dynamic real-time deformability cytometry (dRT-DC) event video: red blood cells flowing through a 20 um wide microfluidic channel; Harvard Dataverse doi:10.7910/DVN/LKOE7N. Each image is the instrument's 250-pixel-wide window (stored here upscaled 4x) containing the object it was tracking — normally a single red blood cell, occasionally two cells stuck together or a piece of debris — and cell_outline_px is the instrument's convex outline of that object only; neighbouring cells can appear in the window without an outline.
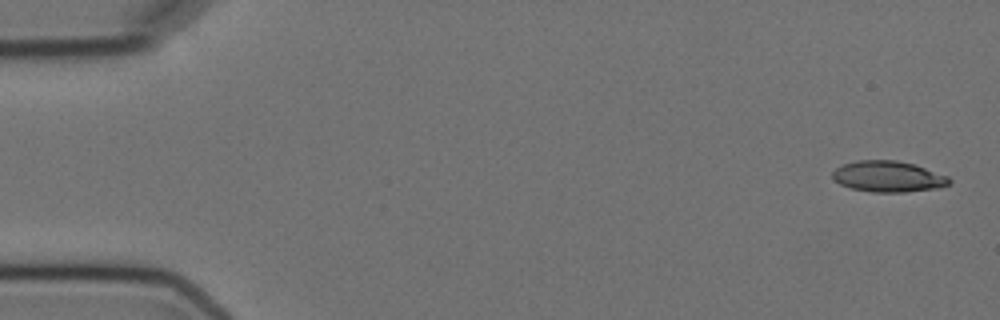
{"species": "Egyptian fruit bat (a non-hibernating species)", "species_latin": "Rousettus aegyptiacus", "temperature_condition": "cold", "stored_images_in_passage": 7, "camera_frame_rate_fps": 3000, "um_per_image_px": 0.085, "animal": {"sex": "female"}, "frame": {"image": 1, "passage_image": 1, "time_ms": 0.0, "image_size_px": [1000, 320], "cell_outline_px": [[952, 184], [940, 188], [904, 192], [872, 192], [852, 188], [840, 184], [832, 176], [832, 172], [836, 168], [844, 164], [856, 160], [896, 160], [912, 164], [948, 176], [952, 180]], "centroid_in_image_um": [75.52, 15.01], "position_along_channel_um": 9.5, "area_um2": 21.04}}
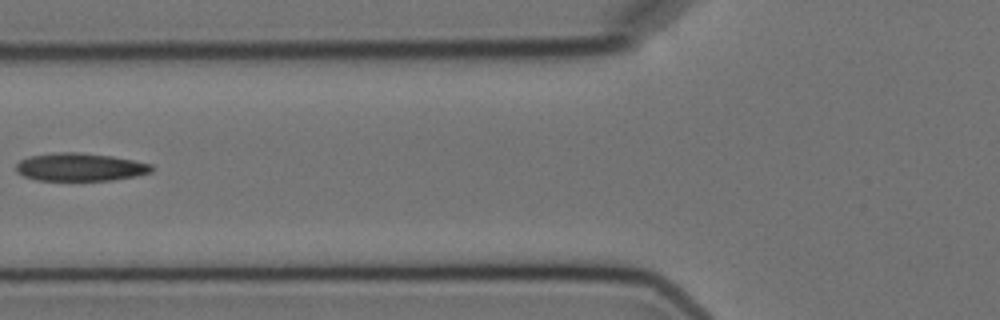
{"frame": {"image": 2, "passage_image": 6, "time_ms": 6.667, "image_size_px": [1000, 320], "cell_outline_px": [[152, 172], [136, 176], [112, 180], [36, 180], [24, 176], [16, 172], [16, 164], [20, 160], [28, 156], [56, 152], [80, 152], [112, 156], [152, 164]], "centroid_in_image_um": [6.78, 14.19], "position_along_channel_um": 119.0, "area_um2": 22.14}}
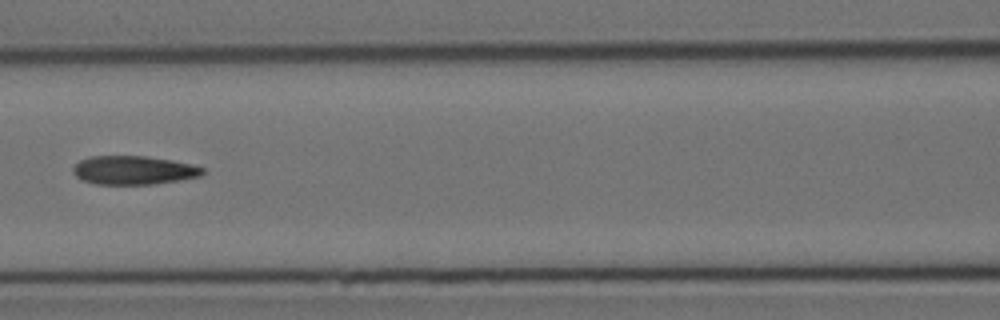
{"frame": {"image": 3, "passage_image": 7, "time_ms": 7.667, "image_size_px": [1000, 320], "cell_outline_px": [[204, 172], [200, 176], [180, 180], [152, 184], [96, 184], [84, 180], [76, 176], [72, 172], [72, 168], [80, 160], [88, 156], [144, 156], [172, 160], [192, 164], [204, 168]], "centroid_in_image_um": [11.35, 14.46], "position_along_channel_um": 155.2, "area_um2": 21.62}}